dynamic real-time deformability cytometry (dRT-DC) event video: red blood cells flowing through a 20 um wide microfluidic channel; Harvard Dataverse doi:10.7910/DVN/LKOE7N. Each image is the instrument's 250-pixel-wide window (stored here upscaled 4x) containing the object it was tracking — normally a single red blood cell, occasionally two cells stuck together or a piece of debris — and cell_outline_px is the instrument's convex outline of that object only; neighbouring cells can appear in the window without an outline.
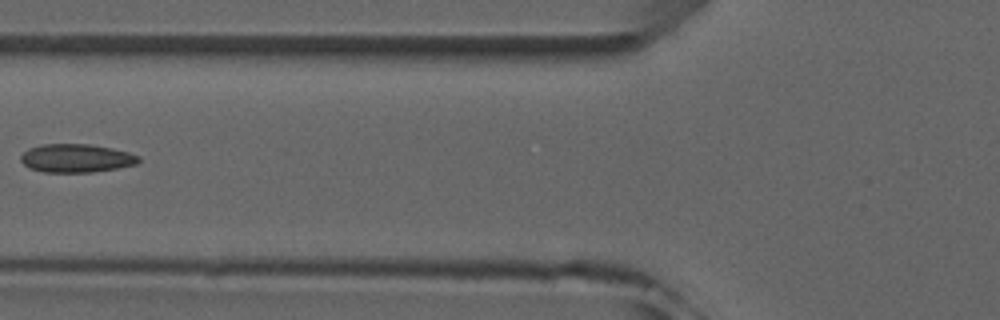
{"species": "common noctule bat (a hibernating species)", "species_latin": "Nyctalus noctula", "temperature_condition": "room temperature", "stored_images_in_passage": 5, "camera_frame_rate_fps": 3000, "um_per_image_px": 0.085, "animal": {"sex": "male", "forearm_length_mm": 52.5}, "frame": {"image": 1, "passage_image": 5, "time_ms": 4.667, "image_size_px": [1000, 320], "cell_outline_px": [[140, 160], [136, 164], [116, 168], [92, 172], [44, 172], [28, 168], [20, 160], [20, 156], [28, 148], [40, 144], [88, 144], [112, 148], [128, 152], [140, 156]], "centroid_in_image_um": [6.45, 13.44], "position_along_channel_um": 119.3, "area_um2": 19.54}}